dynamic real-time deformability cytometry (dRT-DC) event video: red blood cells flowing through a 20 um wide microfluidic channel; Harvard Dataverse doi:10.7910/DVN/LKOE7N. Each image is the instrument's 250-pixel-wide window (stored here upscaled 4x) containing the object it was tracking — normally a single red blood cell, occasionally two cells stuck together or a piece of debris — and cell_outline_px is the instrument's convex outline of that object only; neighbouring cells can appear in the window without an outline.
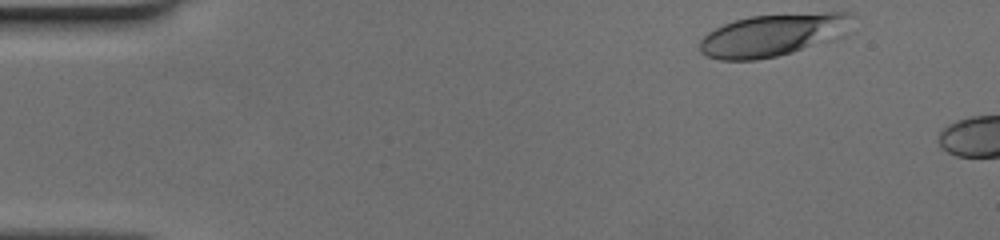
{"species": "human", "species_latin": "Homo sapiens", "temperature_condition": "cold", "stored_images_in_passage": 6, "camera_frame_rate_fps": 3000, "um_per_image_px": 0.085, "donor": {"sex": "female"}, "frame": {"image": 1, "passage_image": 1, "time_ms": 0.0, "image_size_px": [1000, 240], "cell_outline_px": [[856, 16], [832, 40], [792, 52], [776, 56], [756, 60], [720, 60], [708, 56], [700, 52], [700, 40], [708, 32], [724, 24], [736, 20], [752, 16], [824, 12], [852, 12]], "centroid_in_image_um": [65.66, 2.97], "position_along_channel_um": 19.3, "area_um2": 37.11}}